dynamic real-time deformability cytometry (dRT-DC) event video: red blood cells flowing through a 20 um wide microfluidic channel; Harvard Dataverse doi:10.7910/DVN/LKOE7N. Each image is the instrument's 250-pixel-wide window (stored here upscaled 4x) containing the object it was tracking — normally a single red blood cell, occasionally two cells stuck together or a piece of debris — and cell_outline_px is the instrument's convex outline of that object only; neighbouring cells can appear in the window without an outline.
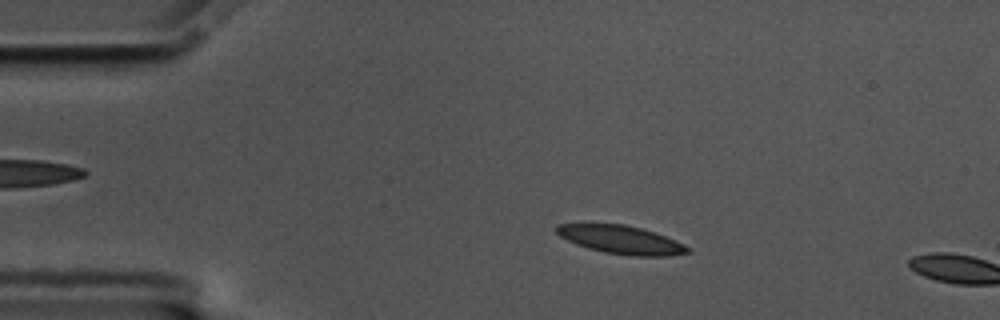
{"species": "common noctule bat (a hibernating species)", "species_latin": "Nyctalus noctula", "temperature_condition": "cold", "stored_images_in_passage": 12, "camera_frame_rate_fps": 3000, "um_per_image_px": 0.085, "animal": {"sex": "male", "body_mass_g": 17.5, "forearm_length_mm": 52.3}, "frame": {"image": 1, "passage_image": 10, "time_ms": 3.0, "image_size_px": [1000, 320], "cell_outline_px": [[692, 252], [664, 256], [632, 256], [604, 252], [588, 248], [576, 244], [560, 236], [556, 232], [556, 224], [624, 224], [656, 232], [684, 244], [692, 248]], "centroid_in_image_um": [52.83, 20.38], "position_along_channel_um": 32.2, "area_um2": 21.56}}